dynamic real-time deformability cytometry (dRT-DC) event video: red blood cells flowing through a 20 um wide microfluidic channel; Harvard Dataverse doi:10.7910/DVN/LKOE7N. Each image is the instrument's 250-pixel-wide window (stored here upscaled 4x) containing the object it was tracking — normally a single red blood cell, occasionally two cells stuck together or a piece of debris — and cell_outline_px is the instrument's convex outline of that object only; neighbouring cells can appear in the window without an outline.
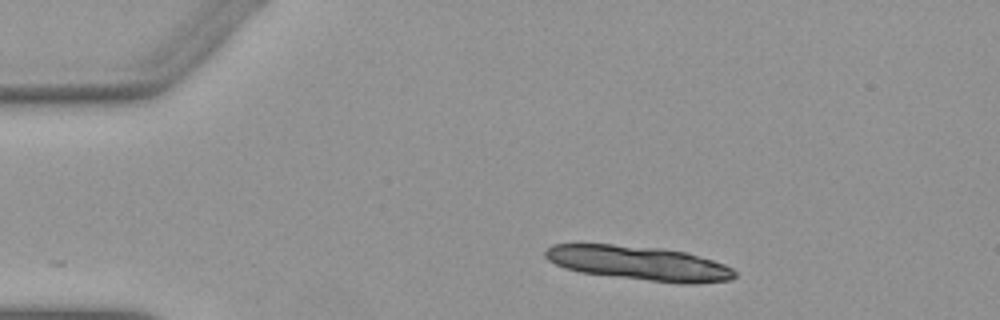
{"species": "Egyptian fruit bat (a non-hibernating species)", "species_latin": "Rousettus aegyptiacus", "temperature_condition": "warm", "stored_images_in_passage": 8, "camera_frame_rate_fps": 3000, "um_per_image_px": 0.085, "animal": {"sex": "female"}, "frame": {"image": 1, "passage_image": 1, "time_ms": 0.0, "image_size_px": [1000, 320], "cell_outline_px": [[736, 276], [732, 280], [696, 284], [680, 284], [580, 272], [564, 268], [548, 260], [544, 256], [544, 248], [552, 244], [612, 244], [660, 248], [688, 252], [724, 264], [732, 268], [736, 272]], "centroid_in_image_um": [54.33, 22.37], "position_along_channel_um": 30.7, "area_um2": 38.09}}